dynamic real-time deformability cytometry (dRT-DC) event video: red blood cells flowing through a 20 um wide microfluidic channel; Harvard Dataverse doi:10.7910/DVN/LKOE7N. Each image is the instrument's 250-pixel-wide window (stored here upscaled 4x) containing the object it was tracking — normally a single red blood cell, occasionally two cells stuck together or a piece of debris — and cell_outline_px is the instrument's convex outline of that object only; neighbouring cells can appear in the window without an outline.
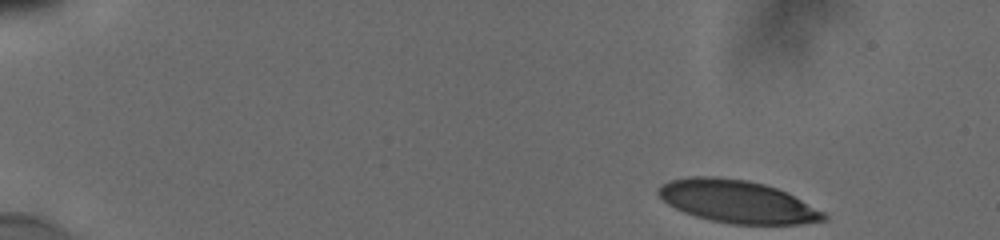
{"species": "human", "species_latin": "Homo sapiens", "temperature_condition": "cold", "stored_images_in_passage": 49, "camera_frame_rate_fps": 3000, "um_per_image_px": 0.085, "donor": {"sex": "male"}, "frame": {"image": 1, "passage_image": 1, "time_ms": 0.0, "image_size_px": [1000, 240], "cell_outline_px": [[828, 220], [800, 224], [732, 224], [712, 220], [696, 216], [684, 212], [668, 204], [656, 192], [656, 188], [668, 180], [692, 176], [712, 176], [748, 180], [764, 184], [776, 188], [824, 212], [828, 216]], "centroid_in_image_um": [62.64, 17.13], "position_along_channel_um": 22.4, "area_um2": 40.75}}
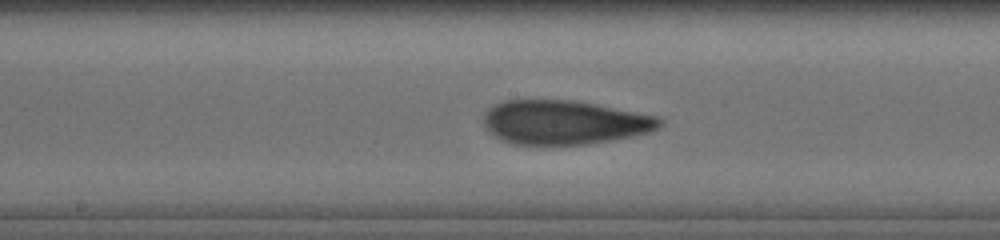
{"frame": {"image": 2, "passage_image": 25, "time_ms": 8.0, "image_size_px": [1000, 240], "cell_outline_px": [[664, 124], [660, 128], [652, 132], [612, 140], [588, 144], [512, 144], [500, 140], [488, 132], [484, 128], [484, 112], [488, 108], [504, 100], [572, 100], [660, 116], [664, 120]], "centroid_in_image_um": [47.99, 10.4], "position_along_channel_um": 200.2, "area_um2": 45.6}}
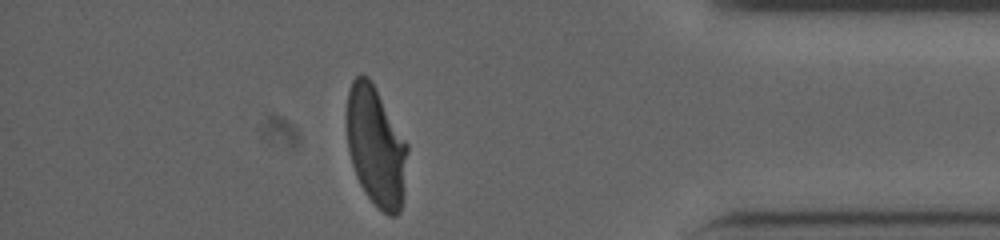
{"frame": {"image": 3, "passage_image": 43, "time_ms": 14.0, "image_size_px": [1000, 240], "cell_outline_px": [[408, 152], [404, 192], [400, 212], [396, 216], [388, 216], [364, 192], [356, 176], [352, 164], [348, 148], [348, 88], [352, 80], [360, 72], [368, 76], [408, 144]], "centroid_in_image_um": [31.97, 12.46], "position_along_channel_um": 403.2, "area_um2": 42.02}, "authors_computed_cell_mechanics": {"area_um2": 44.1592, "velocity_mm_per_s": 3.8373, "shape_relaxation_time_tau1_ms": 6.6351, "shape_relaxation_time_tau2_ms": 1.525, "deformation_change_tau1": 0.2269, "deformation_change_tau2": 0.0864}}